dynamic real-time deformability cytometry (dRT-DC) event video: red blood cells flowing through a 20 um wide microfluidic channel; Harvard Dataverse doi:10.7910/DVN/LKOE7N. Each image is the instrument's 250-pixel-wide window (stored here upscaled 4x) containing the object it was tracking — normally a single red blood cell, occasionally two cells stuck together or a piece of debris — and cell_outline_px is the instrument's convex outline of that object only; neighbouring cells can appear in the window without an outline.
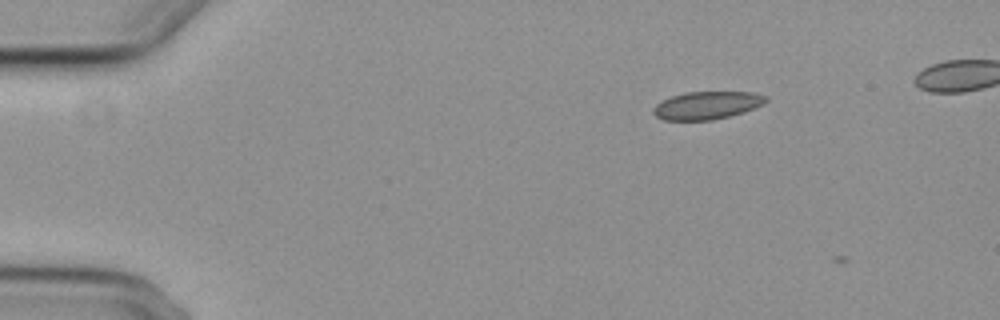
{"species": "common noctule bat (a hibernating species)", "species_latin": "Nyctalus noctula", "temperature_condition": "cold", "stored_images_in_passage": 3, "camera_frame_rate_fps": 3000, "um_per_image_px": 0.085, "animal": {"sex": "female", "body_mass_g": 29.2, "forearm_length_mm": 56.3}, "frame": {"image": 1, "passage_image": 1, "time_ms": 0.0, "image_size_px": [1000, 320], "cell_outline_px": [[768, 100], [764, 104], [744, 112], [712, 120], [664, 120], [656, 116], [652, 112], [652, 108], [656, 104], [672, 96], [684, 92], [752, 92], [768, 96]], "centroid_in_image_um": [60.1, 8.95], "position_along_channel_um": 24.9, "area_um2": 18.26}}